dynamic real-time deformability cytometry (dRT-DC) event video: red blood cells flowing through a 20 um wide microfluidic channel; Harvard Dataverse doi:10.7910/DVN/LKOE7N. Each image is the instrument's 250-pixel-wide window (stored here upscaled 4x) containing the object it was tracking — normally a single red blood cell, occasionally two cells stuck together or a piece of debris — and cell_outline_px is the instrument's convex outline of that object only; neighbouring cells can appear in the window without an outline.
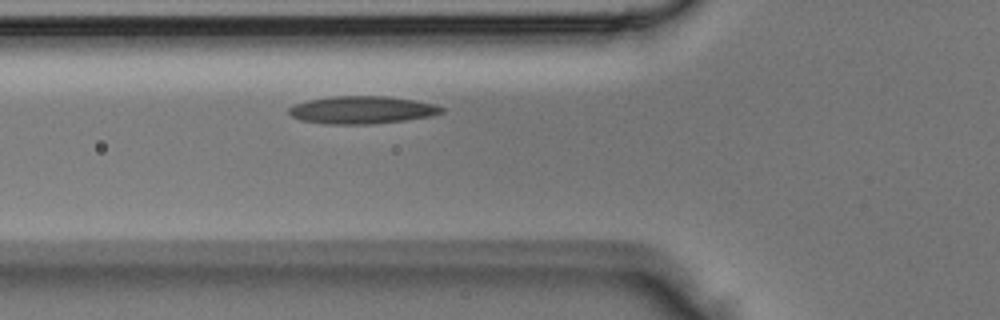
{"species": "Egyptian fruit bat (a non-hibernating species)", "species_latin": "Rousettus aegyptiacus", "temperature_condition": "room temperature", "stored_images_in_passage": 6, "camera_frame_rate_fps": 3000, "um_per_image_px": 0.085, "animal": {"sex": "male"}, "frame": {"image": 1, "passage_image": 6, "time_ms": 1.667, "image_size_px": [1000, 320], "cell_outline_px": [[444, 112], [432, 116], [404, 120], [368, 124], [328, 124], [300, 120], [292, 116], [288, 112], [288, 108], [296, 104], [308, 100], [328, 96], [388, 96], [436, 104], [444, 108]], "centroid_in_image_um": [30.77, 9.34], "position_along_channel_um": 95.0, "area_um2": 24.57}}